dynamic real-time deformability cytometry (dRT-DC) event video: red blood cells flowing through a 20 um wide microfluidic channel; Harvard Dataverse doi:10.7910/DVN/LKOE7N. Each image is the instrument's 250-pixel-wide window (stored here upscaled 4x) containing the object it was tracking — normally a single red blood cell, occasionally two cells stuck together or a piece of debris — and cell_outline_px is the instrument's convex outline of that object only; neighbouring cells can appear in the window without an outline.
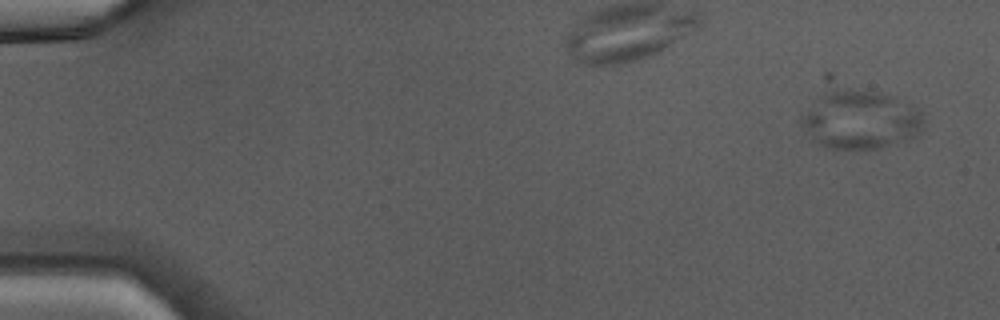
{"species": "Egyptian fruit bat (a non-hibernating species)", "species_latin": "Rousettus aegyptiacus", "temperature_condition": "warm", "stored_images_in_passage": 34, "camera_frame_rate_fps": 3000, "um_per_image_px": 0.085, "animal": {"sex": "male"}, "frame": {"image": 1, "passage_image": 1, "time_ms": 0.0, "image_size_px": [1000, 320], "cell_outline_px": [[924, 128], [920, 136], [880, 148], [828, 148], [816, 144], [808, 140], [796, 120], [800, 116], [824, 96], [832, 92], [880, 92], [896, 96], [920, 108], [924, 120]], "centroid_in_image_um": [73.19, 10.25], "position_along_channel_um": 11.8, "area_um2": 41.62}}
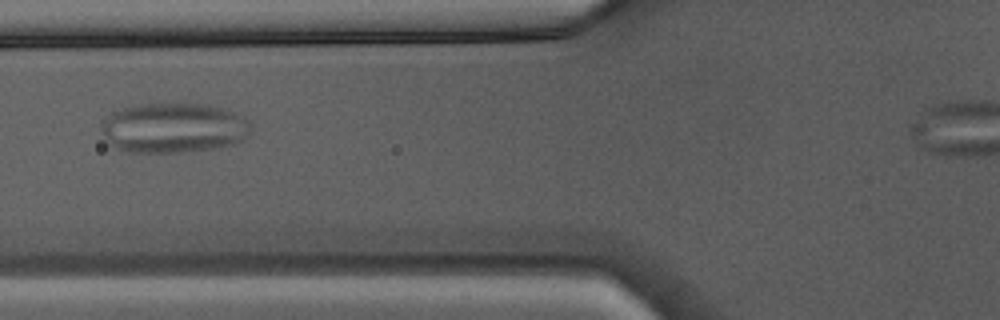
{"frame": {"image": 2, "passage_image": 11, "time_ms": 3.333, "image_size_px": [1000, 320], "cell_outline_px": [[248, 132], [244, 140], [232, 144], [212, 148], [176, 152], [124, 152], [108, 144], [104, 136], [100, 124], [112, 112], [132, 104], [208, 104], [240, 112], [248, 120]], "centroid_in_image_um": [14.73, 10.85], "position_along_channel_um": 111.1, "area_um2": 43.75}}
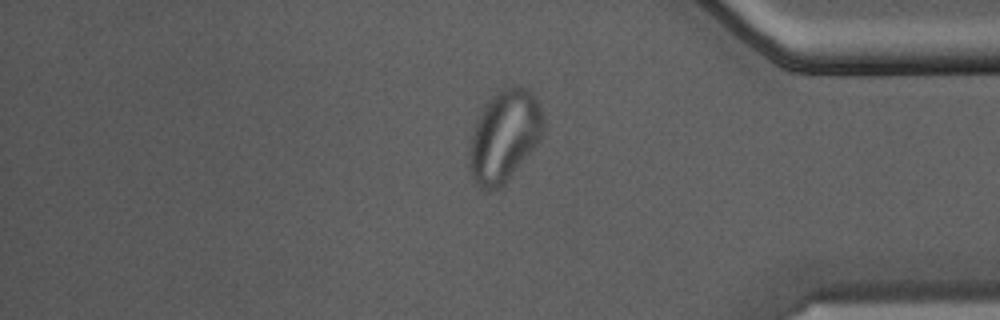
{"frame": {"image": 3, "passage_image": 31, "time_ms": 10.0, "image_size_px": [1000, 320], "cell_outline_px": [[544, 136], [504, 184], [500, 188], [484, 188], [472, 176], [468, 160], [468, 144], [472, 132], [480, 112], [488, 100], [496, 92], [512, 84], [520, 84], [528, 88], [532, 92], [540, 108], [544, 120]], "centroid_in_image_um": [42.89, 11.5], "position_along_channel_um": 392.3, "area_um2": 39.59}}